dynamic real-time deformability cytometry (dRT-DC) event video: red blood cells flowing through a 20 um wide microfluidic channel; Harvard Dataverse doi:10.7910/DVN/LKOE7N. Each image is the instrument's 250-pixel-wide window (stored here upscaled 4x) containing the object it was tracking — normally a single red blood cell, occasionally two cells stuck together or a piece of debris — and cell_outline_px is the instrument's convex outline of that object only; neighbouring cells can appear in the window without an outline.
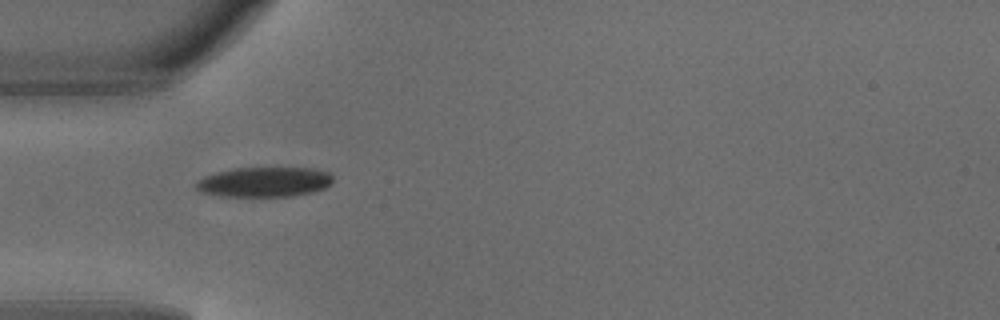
{"species": "common noctule bat (a hibernating species)", "species_latin": "Nyctalus noctula", "temperature_condition": "warm", "stored_images_in_passage": 3, "camera_frame_rate_fps": 3000, "um_per_image_px": 0.085, "animal": {"sex": "male", "body_mass_g": 18.8}, "frame": {"image": 1, "passage_image": 1, "time_ms": 0.0, "image_size_px": [1000, 320], "cell_outline_px": [[332, 180], [324, 188], [312, 192], [292, 196], [220, 196], [200, 192], [192, 184], [196, 180], [204, 176], [216, 172], [232, 168], [312, 168], [328, 172], [332, 176]], "centroid_in_image_um": [22.39, 15.46], "position_along_channel_um": 62.6, "area_um2": 23.93}}
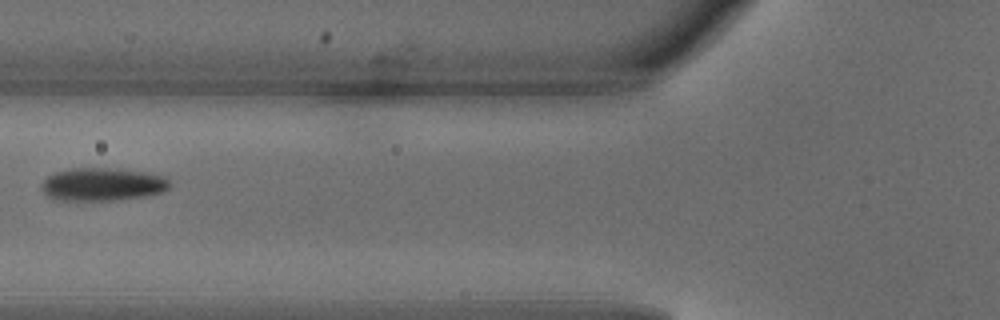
{"frame": {"image": 2, "passage_image": 2, "time_ms": 0.333, "image_size_px": [1000, 320], "cell_outline_px": [[172, 184], [168, 188], [160, 192], [144, 196], [108, 200], [60, 200], [48, 196], [44, 192], [40, 184], [48, 176], [56, 172], [68, 168], [108, 168], [144, 172], [164, 176]], "centroid_in_image_um": [8.69, 15.66], "position_along_channel_um": 117.1, "area_um2": 24.33}}
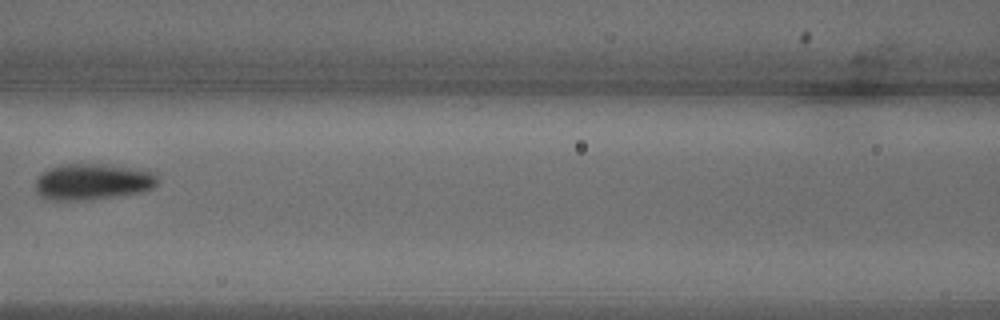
{"frame": {"image": 3, "passage_image": 3, "time_ms": 0.667, "image_size_px": [1000, 320], "cell_outline_px": [[160, 180], [152, 188], [140, 192], [88, 200], [48, 200], [40, 196], [36, 192], [36, 176], [48, 168], [60, 164], [100, 164], [148, 168], [156, 172]], "centroid_in_image_um": [7.91, 15.42], "position_along_channel_um": 158.7, "area_um2": 26.41}}